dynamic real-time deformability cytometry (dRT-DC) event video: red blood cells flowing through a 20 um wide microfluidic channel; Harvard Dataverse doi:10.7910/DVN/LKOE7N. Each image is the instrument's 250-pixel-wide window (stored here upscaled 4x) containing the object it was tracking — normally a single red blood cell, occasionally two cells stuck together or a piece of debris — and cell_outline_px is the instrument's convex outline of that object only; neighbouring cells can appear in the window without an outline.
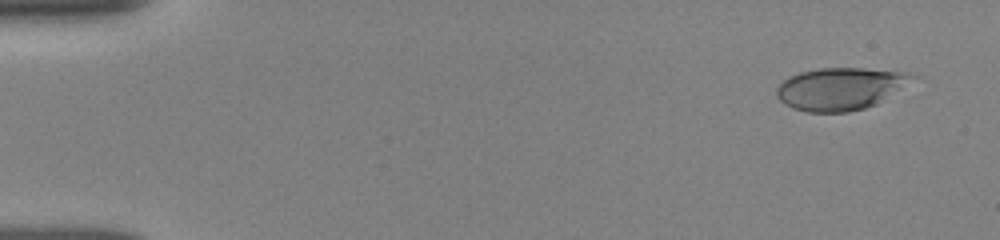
{"species": "human", "species_latin": "Homo sapiens", "temperature_condition": "room temperature", "stored_images_in_passage": 12, "camera_frame_rate_fps": 3000, "um_per_image_px": 0.085, "donor": {"sex": "female"}, "frame": {"image": 1, "passage_image": 1, "time_ms": 0.0, "image_size_px": [1000, 240], "cell_outline_px": [[920, 76], [876, 104], [864, 108], [848, 112], [808, 112], [792, 108], [784, 104], [776, 96], [776, 88], [788, 76], [800, 72], [820, 68], [860, 68], [908, 72]], "centroid_in_image_um": [71.42, 7.53], "position_along_channel_um": 13.6, "area_um2": 33.52}}